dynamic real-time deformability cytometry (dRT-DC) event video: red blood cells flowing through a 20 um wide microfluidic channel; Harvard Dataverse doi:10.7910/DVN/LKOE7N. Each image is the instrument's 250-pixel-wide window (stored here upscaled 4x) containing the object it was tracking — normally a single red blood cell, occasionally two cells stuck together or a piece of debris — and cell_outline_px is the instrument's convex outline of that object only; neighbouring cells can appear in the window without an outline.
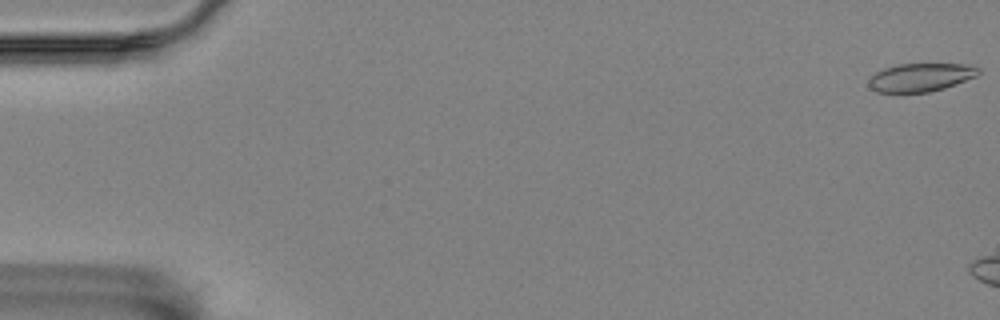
{"species": "Egyptian fruit bat (a non-hibernating species)", "species_latin": "Rousettus aegyptiacus", "temperature_condition": "room temperature", "stored_images_in_passage": 6, "camera_frame_rate_fps": 3000, "um_per_image_px": 0.085, "animal": {"sex": "female"}, "frame": {"image": 1, "passage_image": 1, "time_ms": 0.0, "image_size_px": [1000, 320], "cell_outline_px": [[980, 72], [976, 76], [956, 84], [944, 88], [928, 92], [876, 92], [868, 84], [868, 80], [876, 72], [884, 68], [896, 64], [964, 64], [980, 68]], "centroid_in_image_um": [78.25, 6.57], "position_along_channel_um": 6.8, "area_um2": 17.98}}